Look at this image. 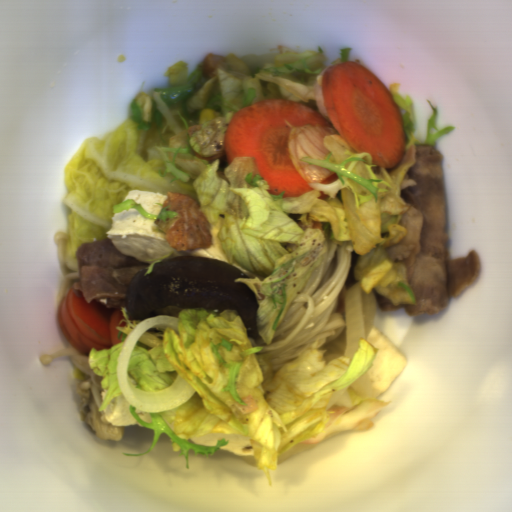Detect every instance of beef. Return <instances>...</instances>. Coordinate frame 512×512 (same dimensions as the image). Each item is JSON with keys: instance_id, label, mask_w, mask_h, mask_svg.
<instances>
[{"instance_id": "1", "label": "beef", "mask_w": 512, "mask_h": 512, "mask_svg": "<svg viewBox=\"0 0 512 512\" xmlns=\"http://www.w3.org/2000/svg\"><path fill=\"white\" fill-rule=\"evenodd\" d=\"M414 159L406 175L416 184L400 191L409 205L398 222L405 228V234L385 253L389 260L404 263L415 303L394 306L373 290L384 311L434 316L471 286L477 278L480 262L473 251L466 256L451 257L443 156L433 146L417 145Z\"/></svg>"}, {"instance_id": "2", "label": "beef", "mask_w": 512, "mask_h": 512, "mask_svg": "<svg viewBox=\"0 0 512 512\" xmlns=\"http://www.w3.org/2000/svg\"><path fill=\"white\" fill-rule=\"evenodd\" d=\"M81 297L98 301L107 308L125 307L126 295L134 274L152 263L122 253L108 238L86 241L76 250Z\"/></svg>"}]
</instances>
